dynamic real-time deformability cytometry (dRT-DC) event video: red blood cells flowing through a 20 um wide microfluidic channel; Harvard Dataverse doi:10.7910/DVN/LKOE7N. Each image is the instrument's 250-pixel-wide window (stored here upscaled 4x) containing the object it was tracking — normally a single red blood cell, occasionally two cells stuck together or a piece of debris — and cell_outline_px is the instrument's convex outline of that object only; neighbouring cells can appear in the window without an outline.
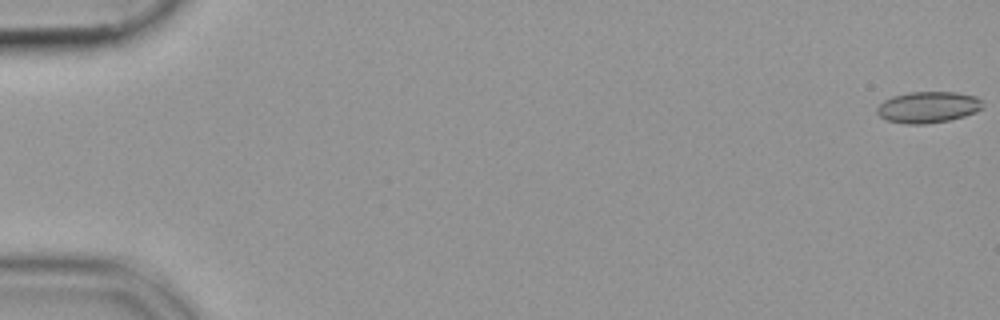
{"species": "common noctule bat (a hibernating species)", "species_latin": "Nyctalus noctula", "temperature_condition": "cold", "stored_images_in_passage": 54, "camera_frame_rate_fps": 3000, "um_per_image_px": 0.085, "animal": {"sex": "female", "body_mass_g": 19.9}, "frame": {"image": 1, "passage_image": 1, "time_ms": 0.0, "image_size_px": [1000, 320], "cell_outline_px": [[984, 108], [976, 112], [964, 116], [948, 120], [924, 124], [904, 124], [884, 120], [876, 112], [876, 108], [884, 100], [892, 96], [908, 92], [956, 92], [976, 96], [984, 104]], "centroid_in_image_um": [78.87, 9.11], "position_along_channel_um": 6.1, "area_um2": 19.48}}
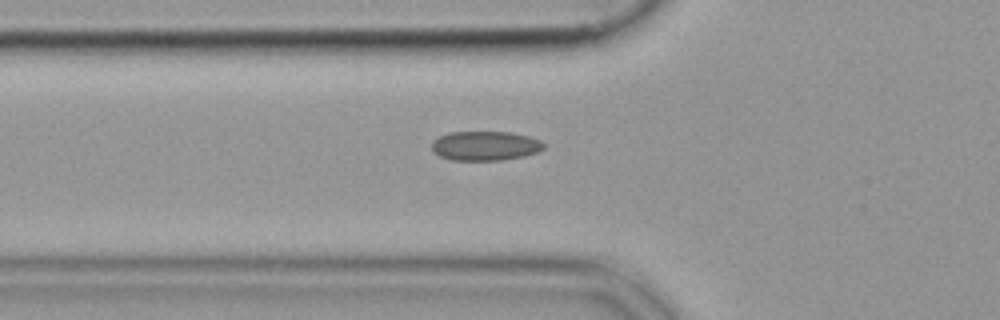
{"frame": {"image": 2, "passage_image": 20, "time_ms": 6.333, "image_size_px": [1000, 320], "cell_outline_px": [[544, 148], [536, 152], [524, 156], [500, 160], [452, 160], [440, 156], [432, 152], [432, 140], [448, 132], [508, 132], [528, 136], [540, 140], [544, 144]], "centroid_in_image_um": [41.2, 12.39], "position_along_channel_um": 84.6, "area_um2": 19.13}}
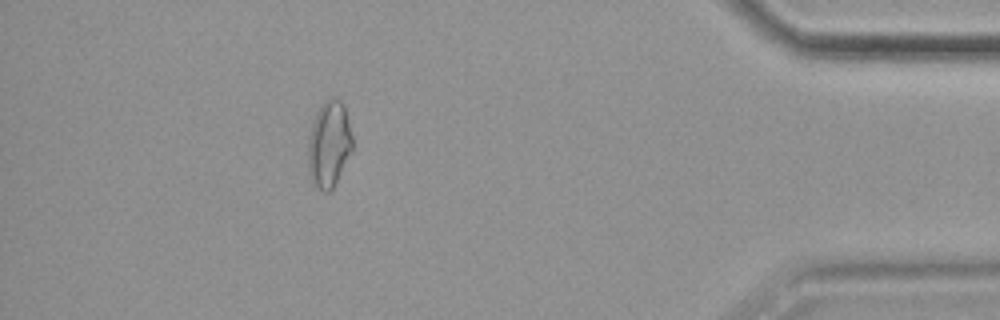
{"frame": {"image": 3, "passage_image": 49, "time_ms": 16.0, "image_size_px": [1000, 320], "cell_outline_px": [[352, 152], [332, 188], [328, 192], [324, 192], [308, 176], [308, 136], [312, 120], [320, 104], [328, 96], [336, 96], [344, 104], [352, 136]], "centroid_in_image_um": [27.95, 12.17], "position_along_channel_um": 407.2, "area_um2": 22.66}}